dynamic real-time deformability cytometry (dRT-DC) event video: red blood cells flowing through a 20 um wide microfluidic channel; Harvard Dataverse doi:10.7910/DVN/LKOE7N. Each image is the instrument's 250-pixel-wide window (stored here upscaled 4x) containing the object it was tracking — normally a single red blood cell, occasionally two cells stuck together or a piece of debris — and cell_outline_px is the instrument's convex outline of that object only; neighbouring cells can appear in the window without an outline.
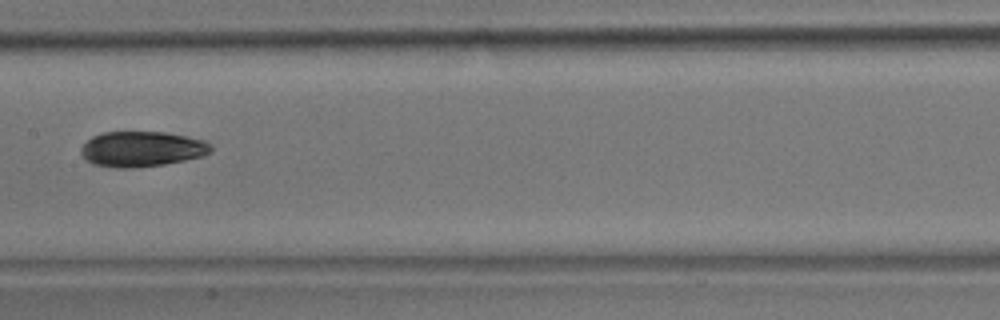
{"species": "common noctule bat (a hibernating species)", "species_latin": "Nyctalus noctula", "temperature_condition": "room temperature", "stored_images_in_passage": 4, "camera_frame_rate_fps": 3000, "um_per_image_px": 0.085, "animal": {"sex": "male", "body_mass_g": 17.9}, "frame": {"image": 1, "passage_image": 4, "time_ms": 1.0, "image_size_px": [1000, 320], "cell_outline_px": [[212, 152], [204, 156], [164, 164], [132, 168], [116, 168], [92, 164], [80, 152], [80, 148], [92, 136], [100, 132], [164, 132], [204, 140], [212, 144]], "centroid_in_image_um": [12.06, 12.66], "position_along_channel_um": 195.3, "area_um2": 26.82}}